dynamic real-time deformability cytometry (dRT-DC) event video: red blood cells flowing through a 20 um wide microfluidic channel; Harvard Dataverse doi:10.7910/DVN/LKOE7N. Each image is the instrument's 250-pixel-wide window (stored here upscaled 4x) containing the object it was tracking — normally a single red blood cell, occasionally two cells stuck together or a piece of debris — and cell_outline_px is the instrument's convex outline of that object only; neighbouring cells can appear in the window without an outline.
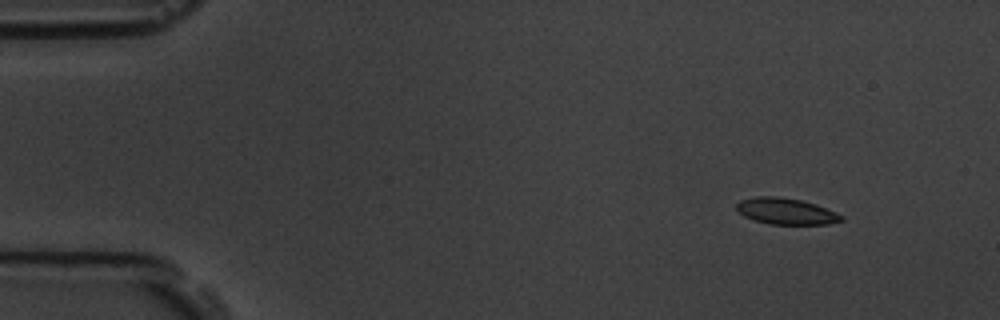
{"species": "common noctule bat (a hibernating species)", "species_latin": "Nyctalus noctula", "temperature_condition": "room temperature", "stored_images_in_passage": 5, "camera_frame_rate_fps": 3000, "um_per_image_px": 0.085, "animal": {"sex": "male", "body_mass_g": 19.5, "forearm_length_mm": 54.6}, "frame": {"image": 1, "passage_image": 1, "time_ms": 0.0, "image_size_px": [1000, 320], "cell_outline_px": [[844, 220], [828, 224], [768, 224], [744, 216], [736, 208], [736, 204], [740, 200], [756, 196], [776, 196], [800, 200], [816, 204], [836, 212], [844, 216]], "centroid_in_image_um": [66.83, 17.95], "position_along_channel_um": 18.2, "area_um2": 16.01}}
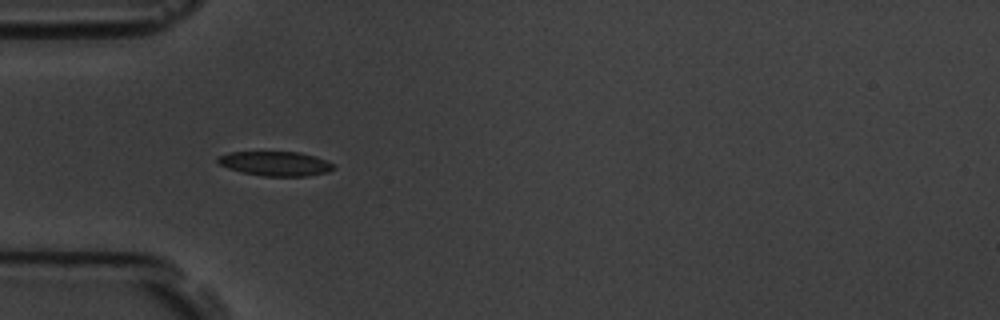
{"frame": {"image": 2, "passage_image": 4, "time_ms": 3.667, "image_size_px": [1000, 320], "cell_outline_px": [[336, 168], [328, 172], [308, 176], [264, 176], [244, 172], [228, 168], [220, 164], [216, 160], [216, 156], [232, 152], [300, 152], [316, 156], [332, 164]], "centroid_in_image_um": [23.42, 13.9], "position_along_channel_um": 61.6, "area_um2": 16.42}}
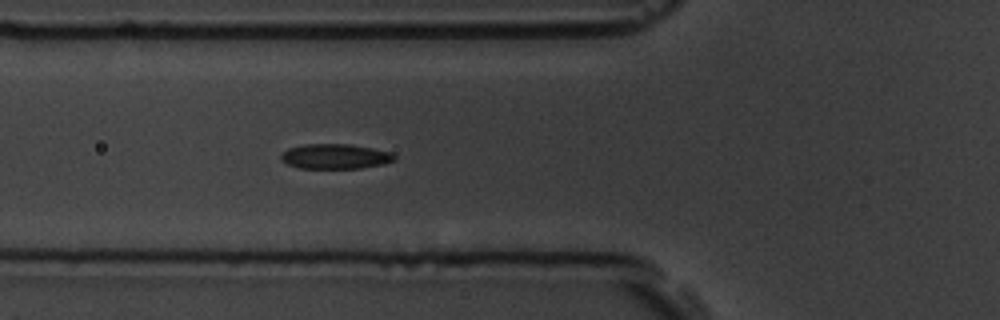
{"frame": {"image": 3, "passage_image": 5, "time_ms": 4.667, "image_size_px": [1000, 320], "cell_outline_px": [[396, 160], [384, 164], [360, 168], [300, 168], [288, 164], [280, 160], [280, 156], [288, 148], [304, 144], [348, 144], [372, 148], [392, 152], [396, 156]], "centroid_in_image_um": [28.51, 13.29], "position_along_channel_um": 97.3, "area_um2": 16.53}}